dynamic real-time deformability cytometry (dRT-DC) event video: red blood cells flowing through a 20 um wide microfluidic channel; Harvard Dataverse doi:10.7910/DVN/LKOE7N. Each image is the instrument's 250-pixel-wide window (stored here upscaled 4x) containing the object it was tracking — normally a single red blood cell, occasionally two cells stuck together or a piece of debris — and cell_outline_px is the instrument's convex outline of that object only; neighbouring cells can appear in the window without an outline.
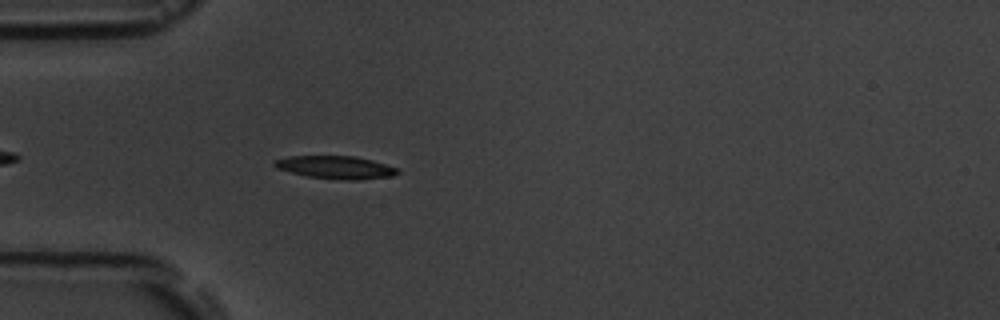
{"species": "common noctule bat (a hibernating species)", "species_latin": "Nyctalus noctula", "temperature_condition": "room temperature", "stored_images_in_passage": 2, "camera_frame_rate_fps": 3000, "um_per_image_px": 0.085, "animal": {"sex": "male", "body_mass_g": 19.5, "forearm_length_mm": 54.6}, "frame": {"image": 1, "passage_image": 2, "time_ms": 1.333, "image_size_px": [1000, 320], "cell_outline_px": [[400, 172], [392, 176], [360, 180], [344, 180], [308, 176], [276, 168], [272, 164], [276, 160], [288, 156], [356, 156], [372, 160], [400, 168]], "centroid_in_image_um": [28.59, 14.22], "position_along_channel_um": 56.4, "area_um2": 16.42}}